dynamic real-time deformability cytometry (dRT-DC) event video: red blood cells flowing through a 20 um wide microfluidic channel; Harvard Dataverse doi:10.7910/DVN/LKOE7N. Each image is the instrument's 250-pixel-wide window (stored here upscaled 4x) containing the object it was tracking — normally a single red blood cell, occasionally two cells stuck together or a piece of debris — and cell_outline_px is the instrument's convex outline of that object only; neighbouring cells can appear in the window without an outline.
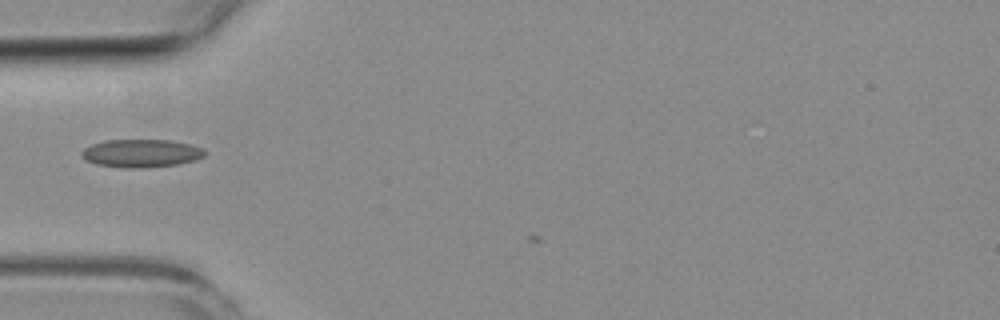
{"species": "common noctule bat (a hibernating species)", "species_latin": "Nyctalus noctula", "temperature_condition": "room temperature", "stored_images_in_passage": 2, "camera_frame_rate_fps": 3000, "um_per_image_px": 0.085, "animal": {"sex": "female", "body_mass_g": 19.3, "forearm_length_mm": 54.1}, "frame": {"image": 1, "passage_image": 1, "time_ms": 0.0, "image_size_px": [1000, 320], "cell_outline_px": [[208, 152], [204, 156], [196, 160], [176, 164], [144, 168], [128, 168], [96, 164], [84, 160], [80, 152], [84, 148], [92, 144], [104, 140], [172, 140], [204, 148]], "centroid_in_image_um": [12.01, 13.02], "position_along_channel_um": 73.0, "area_um2": 20.23}}